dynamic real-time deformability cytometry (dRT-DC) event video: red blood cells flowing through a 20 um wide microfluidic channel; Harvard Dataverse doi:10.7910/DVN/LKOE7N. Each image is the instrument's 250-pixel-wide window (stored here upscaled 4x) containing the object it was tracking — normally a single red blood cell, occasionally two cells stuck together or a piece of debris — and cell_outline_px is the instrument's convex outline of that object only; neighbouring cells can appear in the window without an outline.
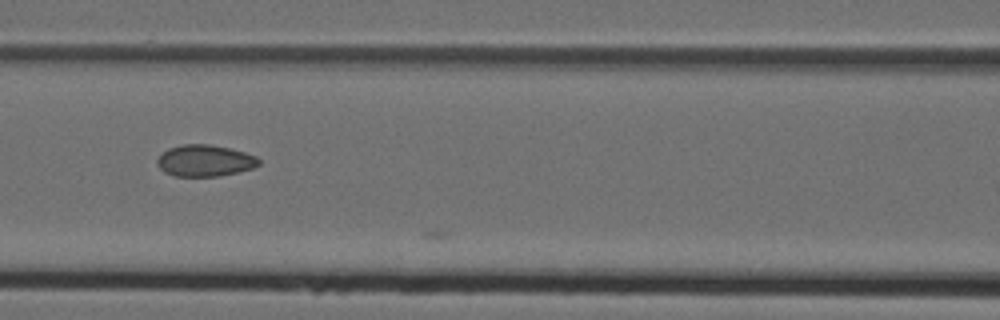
{"species": "Egyptian fruit bat (a non-hibernating species)", "species_latin": "Rousettus aegyptiacus", "temperature_condition": "cold", "stored_images_in_passage": 6, "camera_frame_rate_fps": 3000, "um_per_image_px": 0.085, "animal": {"sex": "female"}, "frame": {"image": 1, "passage_image": 5, "time_ms": 1.333, "image_size_px": [1000, 320], "cell_outline_px": [[260, 164], [252, 168], [220, 176], [176, 176], [164, 172], [156, 164], [156, 160], [168, 148], [184, 144], [208, 144], [228, 148], [244, 152], [256, 156], [260, 160]], "centroid_in_image_um": [17.4, 13.66], "position_along_channel_um": 149.2, "area_um2": 18.55}}